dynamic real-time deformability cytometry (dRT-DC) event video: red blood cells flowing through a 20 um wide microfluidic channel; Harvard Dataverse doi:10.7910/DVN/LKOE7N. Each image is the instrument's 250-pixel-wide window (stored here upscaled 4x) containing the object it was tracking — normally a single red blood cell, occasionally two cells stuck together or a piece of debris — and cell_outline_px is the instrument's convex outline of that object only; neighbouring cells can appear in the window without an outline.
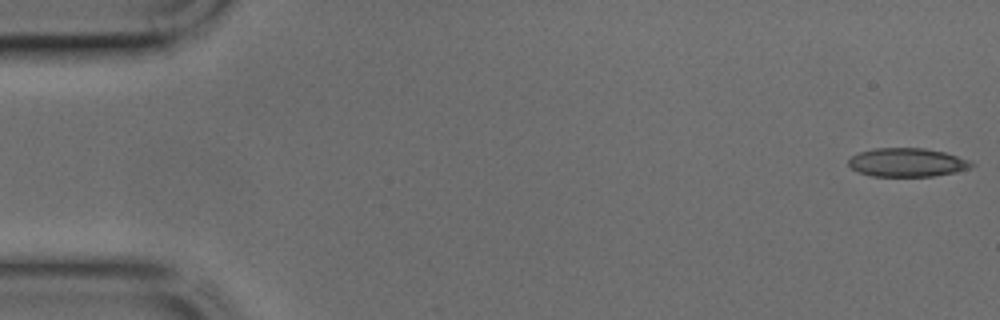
{"species": "common noctule bat (a hibernating species)", "species_latin": "Nyctalus noctula", "temperature_condition": "cold", "stored_images_in_passage": 8, "camera_frame_rate_fps": 3000, "um_per_image_px": 0.085, "animal": {"sex": "male", "body_mass_g": 17.9, "forearm_length_mm": 54.2}, "frame": {"image": 1, "passage_image": 1, "time_ms": 0.0, "image_size_px": [1000, 320], "cell_outline_px": [[976, 164], [972, 168], [956, 172], [932, 176], [872, 176], [856, 172], [848, 164], [848, 160], [852, 156], [860, 152], [872, 148], [924, 148], [944, 152], [972, 160]], "centroid_in_image_um": [77.14, 13.81], "position_along_channel_um": 7.9, "area_um2": 20.75}}